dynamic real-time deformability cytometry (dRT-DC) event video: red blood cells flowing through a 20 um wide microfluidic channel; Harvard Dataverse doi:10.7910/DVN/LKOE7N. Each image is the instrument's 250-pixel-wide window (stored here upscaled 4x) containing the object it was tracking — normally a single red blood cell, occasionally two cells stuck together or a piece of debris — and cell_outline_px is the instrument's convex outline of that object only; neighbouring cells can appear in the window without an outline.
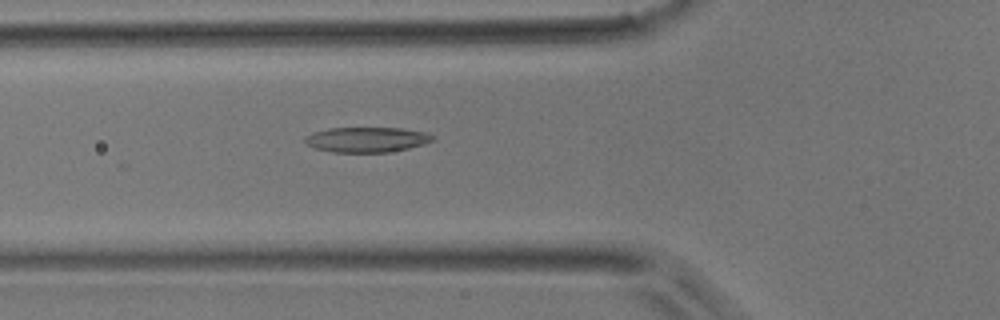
{"species": "common noctule bat (a hibernating species)", "species_latin": "Nyctalus noctula", "temperature_condition": "room temperature", "stored_images_in_passage": 20, "camera_frame_rate_fps": 3000, "um_per_image_px": 0.085, "animal": {"sex": "male", "body_mass_g": 17.9}, "frame": {"image": 1, "passage_image": 10, "time_ms": 3.0, "image_size_px": [1000, 320], "cell_outline_px": [[436, 140], [424, 144], [408, 148], [388, 152], [332, 152], [312, 148], [304, 140], [304, 136], [312, 132], [328, 128], [404, 128], [428, 132], [436, 136]], "centroid_in_image_um": [31.2, 11.86], "position_along_channel_um": 94.6, "area_um2": 19.02}}
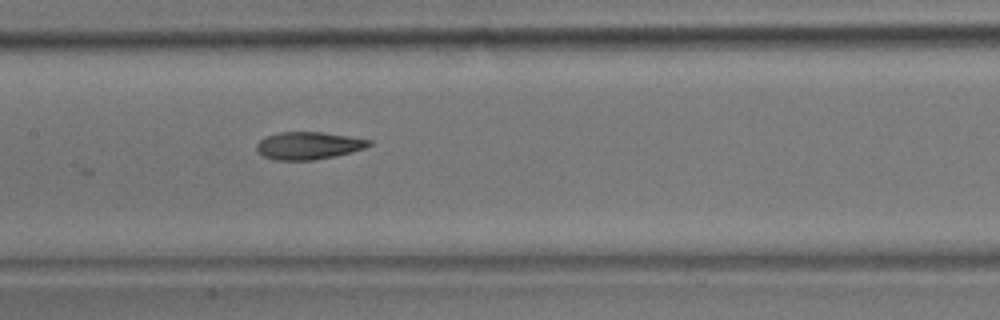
{"frame": {"image": 2, "passage_image": 16, "time_ms": 5.0, "image_size_px": [1000, 320], "cell_outline_px": [[372, 144], [364, 148], [352, 152], [336, 156], [312, 160], [276, 160], [264, 156], [256, 152], [256, 144], [260, 140], [268, 136], [280, 132], [320, 132], [348, 136], [372, 140]], "centroid_in_image_um": [26.22, 12.38], "position_along_channel_um": 181.2, "area_um2": 17.98}}
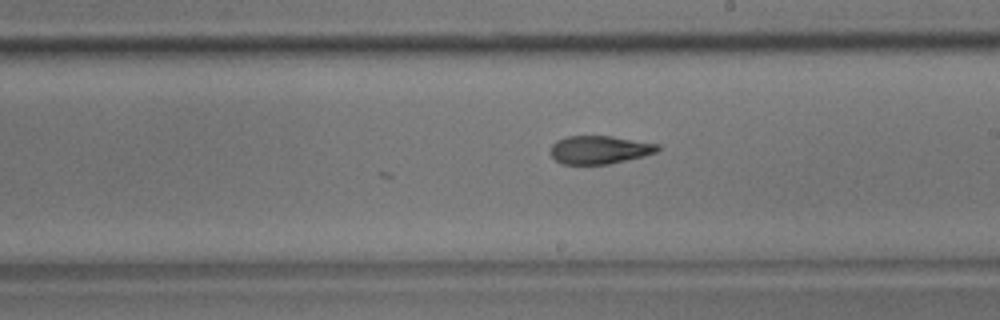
{"frame": {"image": 3, "passage_image": 20, "time_ms": 6.333, "image_size_px": [1000, 320], "cell_outline_px": [[660, 148], [656, 152], [644, 156], [608, 164], [564, 164], [556, 160], [552, 156], [552, 144], [556, 140], [568, 136], [612, 136], [660, 144]], "centroid_in_image_um": [50.99, 12.72], "position_along_channel_um": 238.0, "area_um2": 17.51}}